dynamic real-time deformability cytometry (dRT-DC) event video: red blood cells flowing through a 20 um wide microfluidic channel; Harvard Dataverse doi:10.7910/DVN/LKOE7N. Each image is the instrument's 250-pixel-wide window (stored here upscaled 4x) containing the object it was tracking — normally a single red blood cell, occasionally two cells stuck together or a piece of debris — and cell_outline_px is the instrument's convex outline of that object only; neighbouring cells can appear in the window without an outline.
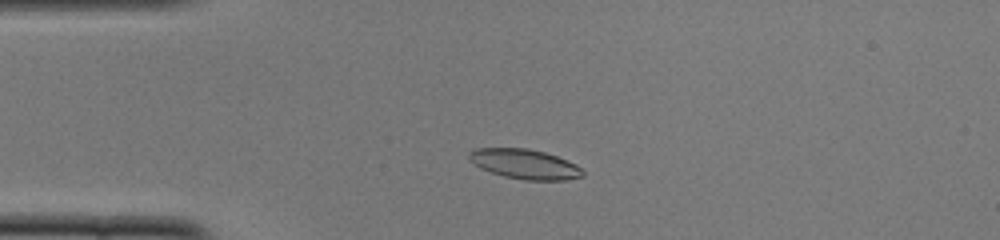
{"species": "common noctule bat (a hibernating species)", "species_latin": "Nyctalus noctula", "temperature_condition": "cold", "stored_images_in_passage": 41, "camera_frame_rate_fps": 3000, "um_per_image_px": 0.085, "animal": {"sex": "female", "body_mass_g": 22.0, "forearm_length_mm": 56.7}, "frame": {"image": 1, "passage_image": 1, "time_ms": 0.0, "image_size_px": [1000, 240], "cell_outline_px": [[584, 176], [568, 180], [524, 180], [504, 176], [480, 168], [468, 156], [468, 152], [476, 148], [528, 148], [544, 152], [556, 156], [576, 164], [584, 172]], "centroid_in_image_um": [44.63, 13.95], "position_along_channel_um": 40.4, "area_um2": 19.59}}
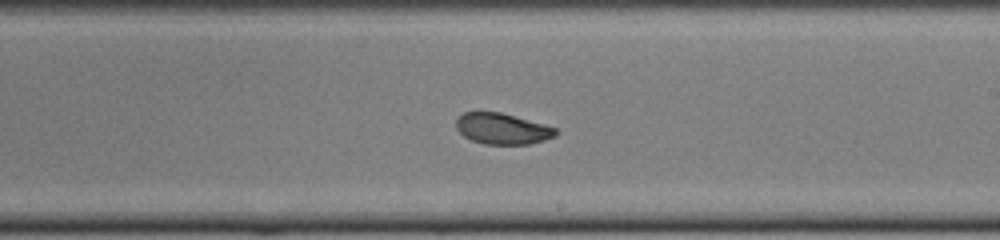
{"frame": {"image": 2, "passage_image": 19, "time_ms": 6.0, "image_size_px": [1000, 240], "cell_outline_px": [[560, 132], [556, 136], [544, 140], [528, 144], [484, 144], [472, 140], [464, 136], [456, 128], [456, 116], [464, 112], [500, 112], [544, 124], [556, 128]], "centroid_in_image_um": [42.69, 10.94], "position_along_channel_um": 246.3, "area_um2": 18.03}}
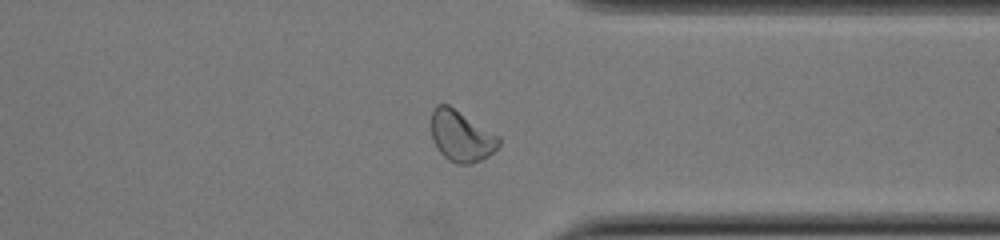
{"frame": {"image": 3, "passage_image": 29, "time_ms": 9.333, "image_size_px": [1000, 240], "cell_outline_px": [[500, 144], [488, 156], [480, 160], [468, 164], [456, 164], [448, 160], [436, 148], [432, 140], [432, 112], [436, 104], [448, 104], [500, 136]], "centroid_in_image_um": [39.2, 11.57], "position_along_channel_um": 372.2, "area_um2": 20.06}, "authors_computed_cell_mechanics": {"area_um2": 19.5942, "velocity_mm_per_s": 3.8419, "shape_relaxation_time_tau1_ms": 3.1854, "shape_relaxation_time_tau2_ms": 1.8423, "deformation_change_tau1": 0.1074, "deformation_change_tau2": 0.0455}}